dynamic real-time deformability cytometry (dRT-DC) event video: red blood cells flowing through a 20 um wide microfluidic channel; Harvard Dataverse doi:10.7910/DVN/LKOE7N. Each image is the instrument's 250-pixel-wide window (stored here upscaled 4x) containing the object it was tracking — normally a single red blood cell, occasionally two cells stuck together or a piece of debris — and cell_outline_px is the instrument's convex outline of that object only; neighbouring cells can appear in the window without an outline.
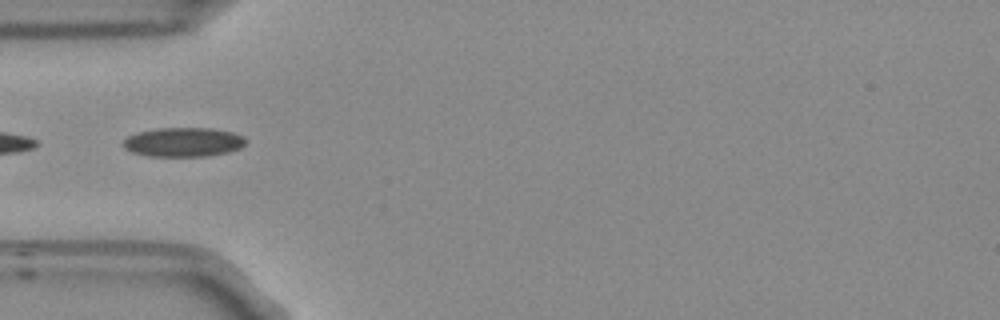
{"species": "Egyptian fruit bat (a non-hibernating species)", "species_latin": "Rousettus aegyptiacus", "temperature_condition": "room temperature", "stored_images_in_passage": 51, "camera_frame_rate_fps": 3000, "um_per_image_px": 0.085, "frame": {"image": 1, "passage_image": 14, "time_ms": 4.333, "image_size_px": [1000, 320], "cell_outline_px": [[248, 140], [240, 148], [228, 152], [204, 156], [148, 156], [132, 152], [124, 148], [120, 144], [128, 136], [140, 132], [156, 128], [212, 128], [232, 132], [244, 136]], "centroid_in_image_um": [15.58, 12.07], "position_along_channel_um": 69.4, "area_um2": 20.92}}
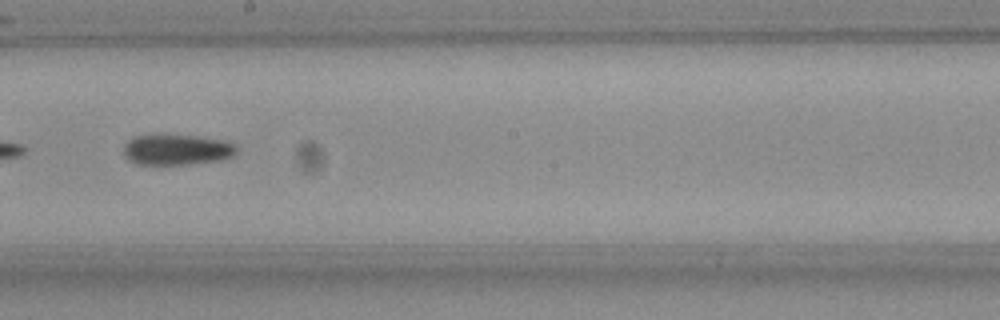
{"frame": {"image": 2, "passage_image": 27, "time_ms": 8.667, "image_size_px": [1000, 320], "cell_outline_px": [[236, 152], [232, 156], [220, 160], [184, 164], [136, 164], [124, 156], [124, 144], [132, 136], [156, 132], [200, 136], [224, 140], [232, 144], [236, 148]], "centroid_in_image_um": [14.95, 12.67], "position_along_channel_um": 233.3, "area_um2": 20.75}}
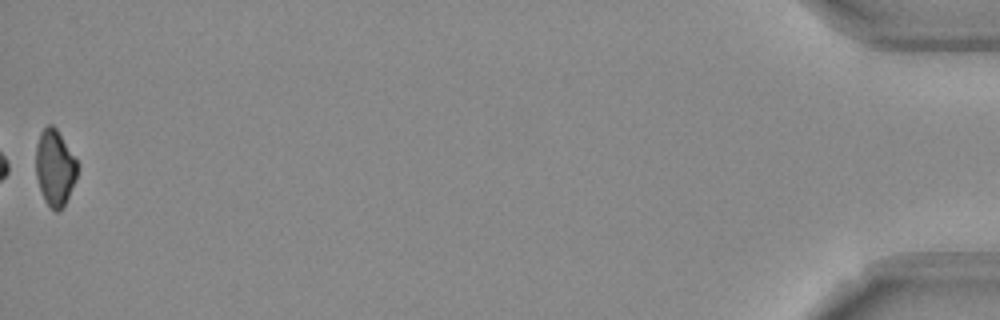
{"frame": {"image": 3, "passage_image": 51, "time_ms": 16.667, "image_size_px": [1000, 320], "cell_outline_px": [[76, 180], [64, 204], [56, 212], [44, 200], [36, 176], [36, 144], [40, 132], [48, 124], [52, 124], [56, 128], [76, 160]], "centroid_in_image_um": [4.64, 14.23], "position_along_channel_um": 430.6, "area_um2": 17.98}}